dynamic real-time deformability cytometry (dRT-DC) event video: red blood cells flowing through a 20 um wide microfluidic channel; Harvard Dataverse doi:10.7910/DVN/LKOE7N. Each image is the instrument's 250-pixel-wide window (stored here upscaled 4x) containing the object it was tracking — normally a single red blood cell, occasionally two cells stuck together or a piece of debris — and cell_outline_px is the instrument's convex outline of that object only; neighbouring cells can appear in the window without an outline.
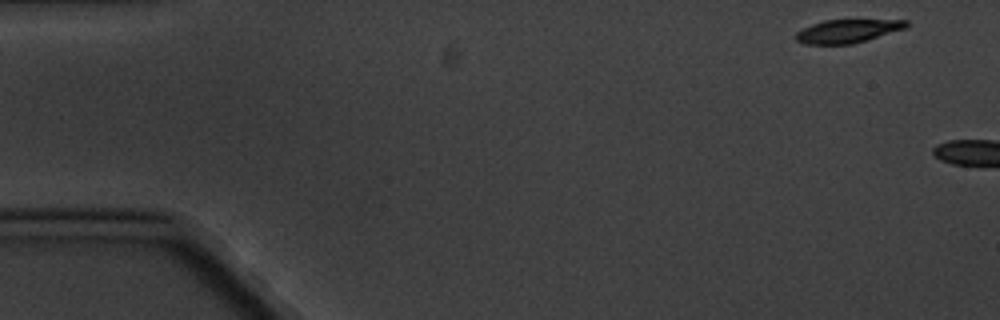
{"species": "common noctule bat (a hibernating species)", "species_latin": "Nyctalus noctula", "temperature_condition": "cold", "stored_images_in_passage": 2, "camera_frame_rate_fps": 3000, "um_per_image_px": 0.085, "animal": {"sex": "male", "body_mass_g": 20.1, "forearm_length_mm": 53.5}, "frame": {"image": 1, "passage_image": 1, "time_ms": 0.0, "image_size_px": [1000, 320], "cell_outline_px": [[908, 24], [904, 28], [868, 40], [852, 44], [804, 44], [796, 40], [796, 32], [812, 24], [824, 20], [908, 20]], "centroid_in_image_um": [72.02, 2.65], "position_along_channel_um": 13.0, "area_um2": 14.85}}